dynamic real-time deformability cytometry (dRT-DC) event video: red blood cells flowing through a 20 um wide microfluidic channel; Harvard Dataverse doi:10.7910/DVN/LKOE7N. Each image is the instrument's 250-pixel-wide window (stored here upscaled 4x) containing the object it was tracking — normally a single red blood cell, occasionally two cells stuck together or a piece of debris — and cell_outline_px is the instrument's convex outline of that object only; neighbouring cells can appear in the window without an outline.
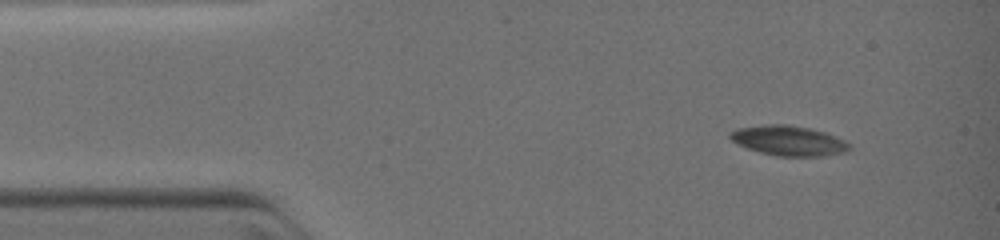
{"species": "common noctule bat (a hibernating species)", "species_latin": "Nyctalus noctula", "temperature_condition": "warm", "stored_images_in_passage": 3, "camera_frame_rate_fps": 3000, "um_per_image_px": 0.085, "animal": {"sex": "female", "body_mass_g": 19.0, "forearm_length_mm": 51.5}, "frame": {"image": 1, "passage_image": 1, "time_ms": 0.0, "image_size_px": [1000, 240], "cell_outline_px": [[852, 148], [844, 152], [824, 156], [776, 156], [760, 152], [748, 148], [732, 140], [728, 136], [728, 132], [736, 128], [764, 124], [788, 124], [808, 128], [824, 132], [844, 140]], "centroid_in_image_um": [67.0, 11.95], "position_along_channel_um": 18.0, "area_um2": 20.75}}
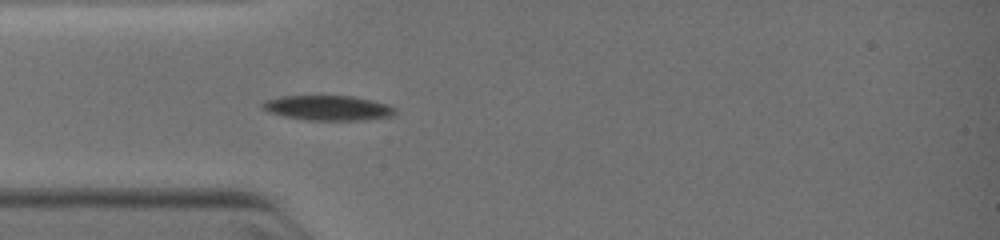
{"frame": {"image": 2, "passage_image": 3, "time_ms": 2.333, "image_size_px": [1000, 240], "cell_outline_px": [[396, 112], [392, 116], [360, 120], [308, 120], [284, 116], [268, 112], [260, 104], [264, 100], [280, 96], [352, 96], [372, 100], [388, 104], [396, 108]], "centroid_in_image_um": [27.87, 9.17], "position_along_channel_um": 57.1, "area_um2": 19.25}}